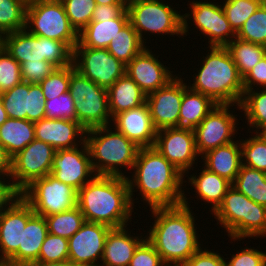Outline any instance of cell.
I'll return each mask as SVG.
<instances>
[{
  "instance_id": "6da1fadb",
  "label": "cell",
  "mask_w": 266,
  "mask_h": 266,
  "mask_svg": "<svg viewBox=\"0 0 266 266\" xmlns=\"http://www.w3.org/2000/svg\"><path fill=\"white\" fill-rule=\"evenodd\" d=\"M188 201L184 193L181 205L150 208L155 219L146 239L166 266H182L203 245Z\"/></svg>"
},
{
  "instance_id": "7a4b0ae2",
  "label": "cell",
  "mask_w": 266,
  "mask_h": 266,
  "mask_svg": "<svg viewBox=\"0 0 266 266\" xmlns=\"http://www.w3.org/2000/svg\"><path fill=\"white\" fill-rule=\"evenodd\" d=\"M132 179L126 177L134 206V193L139 190L143 202L154 207H171L182 204L184 175L155 147L140 148L135 160ZM183 184V185H182ZM136 187V189L134 188Z\"/></svg>"
},
{
  "instance_id": "3957f363",
  "label": "cell",
  "mask_w": 266,
  "mask_h": 266,
  "mask_svg": "<svg viewBox=\"0 0 266 266\" xmlns=\"http://www.w3.org/2000/svg\"><path fill=\"white\" fill-rule=\"evenodd\" d=\"M77 207L87 222L128 226L134 206L126 177L95 175L77 191Z\"/></svg>"
},
{
  "instance_id": "277c9868",
  "label": "cell",
  "mask_w": 266,
  "mask_h": 266,
  "mask_svg": "<svg viewBox=\"0 0 266 266\" xmlns=\"http://www.w3.org/2000/svg\"><path fill=\"white\" fill-rule=\"evenodd\" d=\"M200 69L187 86L209 97L215 104L239 105L243 94V77L225 47L209 46Z\"/></svg>"
},
{
  "instance_id": "5b68a950",
  "label": "cell",
  "mask_w": 266,
  "mask_h": 266,
  "mask_svg": "<svg viewBox=\"0 0 266 266\" xmlns=\"http://www.w3.org/2000/svg\"><path fill=\"white\" fill-rule=\"evenodd\" d=\"M111 127L108 125L86 131L85 142L92 169L95 175L126 177L121 170L133 169L140 147Z\"/></svg>"
},
{
  "instance_id": "8992f818",
  "label": "cell",
  "mask_w": 266,
  "mask_h": 266,
  "mask_svg": "<svg viewBox=\"0 0 266 266\" xmlns=\"http://www.w3.org/2000/svg\"><path fill=\"white\" fill-rule=\"evenodd\" d=\"M213 215L234 243L247 237H266V207L255 203L234 186L227 190Z\"/></svg>"
},
{
  "instance_id": "52a82bcc",
  "label": "cell",
  "mask_w": 266,
  "mask_h": 266,
  "mask_svg": "<svg viewBox=\"0 0 266 266\" xmlns=\"http://www.w3.org/2000/svg\"><path fill=\"white\" fill-rule=\"evenodd\" d=\"M0 45L20 65L26 61H49L57 68L73 64V50L65 42L32 35L26 29L2 35Z\"/></svg>"
},
{
  "instance_id": "ba28073f",
  "label": "cell",
  "mask_w": 266,
  "mask_h": 266,
  "mask_svg": "<svg viewBox=\"0 0 266 266\" xmlns=\"http://www.w3.org/2000/svg\"><path fill=\"white\" fill-rule=\"evenodd\" d=\"M69 92L75 101L77 122L87 131L112 125L108 91L84 77L70 65Z\"/></svg>"
},
{
  "instance_id": "9c48e42d",
  "label": "cell",
  "mask_w": 266,
  "mask_h": 266,
  "mask_svg": "<svg viewBox=\"0 0 266 266\" xmlns=\"http://www.w3.org/2000/svg\"><path fill=\"white\" fill-rule=\"evenodd\" d=\"M172 6L163 0H127L129 22L144 44L143 32L183 36V15Z\"/></svg>"
},
{
  "instance_id": "30bf717a",
  "label": "cell",
  "mask_w": 266,
  "mask_h": 266,
  "mask_svg": "<svg viewBox=\"0 0 266 266\" xmlns=\"http://www.w3.org/2000/svg\"><path fill=\"white\" fill-rule=\"evenodd\" d=\"M25 29L32 35L65 42L72 50L78 43V33L71 26L60 0L28 2Z\"/></svg>"
},
{
  "instance_id": "8fae6325",
  "label": "cell",
  "mask_w": 266,
  "mask_h": 266,
  "mask_svg": "<svg viewBox=\"0 0 266 266\" xmlns=\"http://www.w3.org/2000/svg\"><path fill=\"white\" fill-rule=\"evenodd\" d=\"M20 196L35 214L44 217L69 211L77 206V191L51 174L34 180Z\"/></svg>"
},
{
  "instance_id": "7c38bea8",
  "label": "cell",
  "mask_w": 266,
  "mask_h": 266,
  "mask_svg": "<svg viewBox=\"0 0 266 266\" xmlns=\"http://www.w3.org/2000/svg\"><path fill=\"white\" fill-rule=\"evenodd\" d=\"M188 5L191 13L182 14L183 37L189 33V24L192 25V23H188L189 21H193V25L196 26L194 28L199 29L201 34L205 35V37L208 36L207 39L210 46L225 47L236 37V33L231 28L221 4L218 5L215 2L205 0L204 2L193 0Z\"/></svg>"
},
{
  "instance_id": "4fadbf2b",
  "label": "cell",
  "mask_w": 266,
  "mask_h": 266,
  "mask_svg": "<svg viewBox=\"0 0 266 266\" xmlns=\"http://www.w3.org/2000/svg\"><path fill=\"white\" fill-rule=\"evenodd\" d=\"M55 153L51 145L34 139L13 156L10 179L14 188L21 193L34 180L49 175Z\"/></svg>"
},
{
  "instance_id": "5bb4252c",
  "label": "cell",
  "mask_w": 266,
  "mask_h": 266,
  "mask_svg": "<svg viewBox=\"0 0 266 266\" xmlns=\"http://www.w3.org/2000/svg\"><path fill=\"white\" fill-rule=\"evenodd\" d=\"M240 109V105L217 104L195 128V146L199 156L217 147L233 142L239 125L237 115L229 110ZM236 131V132H235Z\"/></svg>"
},
{
  "instance_id": "9a60e30c",
  "label": "cell",
  "mask_w": 266,
  "mask_h": 266,
  "mask_svg": "<svg viewBox=\"0 0 266 266\" xmlns=\"http://www.w3.org/2000/svg\"><path fill=\"white\" fill-rule=\"evenodd\" d=\"M73 65L84 77L107 90L126 71V65L112 56L106 48L74 47Z\"/></svg>"
},
{
  "instance_id": "2e32d148",
  "label": "cell",
  "mask_w": 266,
  "mask_h": 266,
  "mask_svg": "<svg viewBox=\"0 0 266 266\" xmlns=\"http://www.w3.org/2000/svg\"><path fill=\"white\" fill-rule=\"evenodd\" d=\"M174 167L183 175L193 170L194 163L197 164L198 157L195 146L194 132L164 128L158 130L154 146ZM197 162H196V161Z\"/></svg>"
},
{
  "instance_id": "e0dca14e",
  "label": "cell",
  "mask_w": 266,
  "mask_h": 266,
  "mask_svg": "<svg viewBox=\"0 0 266 266\" xmlns=\"http://www.w3.org/2000/svg\"><path fill=\"white\" fill-rule=\"evenodd\" d=\"M50 174L76 191L88 183L95 173L86 142L76 148L56 150Z\"/></svg>"
},
{
  "instance_id": "ac0fdd59",
  "label": "cell",
  "mask_w": 266,
  "mask_h": 266,
  "mask_svg": "<svg viewBox=\"0 0 266 266\" xmlns=\"http://www.w3.org/2000/svg\"><path fill=\"white\" fill-rule=\"evenodd\" d=\"M111 229L104 224L85 221L68 239V259L77 266H99L105 241Z\"/></svg>"
},
{
  "instance_id": "d6986e66",
  "label": "cell",
  "mask_w": 266,
  "mask_h": 266,
  "mask_svg": "<svg viewBox=\"0 0 266 266\" xmlns=\"http://www.w3.org/2000/svg\"><path fill=\"white\" fill-rule=\"evenodd\" d=\"M2 104L8 118L32 122L45 118V96L39 84L22 81L1 93Z\"/></svg>"
},
{
  "instance_id": "ffe728a7",
  "label": "cell",
  "mask_w": 266,
  "mask_h": 266,
  "mask_svg": "<svg viewBox=\"0 0 266 266\" xmlns=\"http://www.w3.org/2000/svg\"><path fill=\"white\" fill-rule=\"evenodd\" d=\"M180 76L177 74L165 86L147 95L146 103L157 131L178 123L185 82Z\"/></svg>"
},
{
  "instance_id": "44dd1931",
  "label": "cell",
  "mask_w": 266,
  "mask_h": 266,
  "mask_svg": "<svg viewBox=\"0 0 266 266\" xmlns=\"http://www.w3.org/2000/svg\"><path fill=\"white\" fill-rule=\"evenodd\" d=\"M156 57V54L150 50L148 46L134 59L126 65L125 74H127L146 94L165 86L177 74L173 75V71Z\"/></svg>"
},
{
  "instance_id": "7402d4cb",
  "label": "cell",
  "mask_w": 266,
  "mask_h": 266,
  "mask_svg": "<svg viewBox=\"0 0 266 266\" xmlns=\"http://www.w3.org/2000/svg\"><path fill=\"white\" fill-rule=\"evenodd\" d=\"M33 214V209L21 196L0 214V259L9 260L18 251L22 229Z\"/></svg>"
},
{
  "instance_id": "603a6c76",
  "label": "cell",
  "mask_w": 266,
  "mask_h": 266,
  "mask_svg": "<svg viewBox=\"0 0 266 266\" xmlns=\"http://www.w3.org/2000/svg\"><path fill=\"white\" fill-rule=\"evenodd\" d=\"M34 130L36 140L55 150L76 148L85 142L86 130L77 121L43 118L34 122Z\"/></svg>"
},
{
  "instance_id": "cb8c5ba5",
  "label": "cell",
  "mask_w": 266,
  "mask_h": 266,
  "mask_svg": "<svg viewBox=\"0 0 266 266\" xmlns=\"http://www.w3.org/2000/svg\"><path fill=\"white\" fill-rule=\"evenodd\" d=\"M113 125L140 148L153 147L156 133L147 103L117 114Z\"/></svg>"
},
{
  "instance_id": "d4e9b609",
  "label": "cell",
  "mask_w": 266,
  "mask_h": 266,
  "mask_svg": "<svg viewBox=\"0 0 266 266\" xmlns=\"http://www.w3.org/2000/svg\"><path fill=\"white\" fill-rule=\"evenodd\" d=\"M141 234L133 237L127 226L112 228L105 241L103 263L99 266H129L136 248L146 238Z\"/></svg>"
},
{
  "instance_id": "484cf974",
  "label": "cell",
  "mask_w": 266,
  "mask_h": 266,
  "mask_svg": "<svg viewBox=\"0 0 266 266\" xmlns=\"http://www.w3.org/2000/svg\"><path fill=\"white\" fill-rule=\"evenodd\" d=\"M48 233L45 217L34 213L22 229L18 251L8 261L15 266H30L37 262L41 246Z\"/></svg>"
},
{
  "instance_id": "4316f807",
  "label": "cell",
  "mask_w": 266,
  "mask_h": 266,
  "mask_svg": "<svg viewBox=\"0 0 266 266\" xmlns=\"http://www.w3.org/2000/svg\"><path fill=\"white\" fill-rule=\"evenodd\" d=\"M201 159L206 169L233 183L242 165L240 140L209 150Z\"/></svg>"
},
{
  "instance_id": "83f0119b",
  "label": "cell",
  "mask_w": 266,
  "mask_h": 266,
  "mask_svg": "<svg viewBox=\"0 0 266 266\" xmlns=\"http://www.w3.org/2000/svg\"><path fill=\"white\" fill-rule=\"evenodd\" d=\"M129 22L127 8L114 19L92 20L78 33L75 47L107 48L111 39Z\"/></svg>"
},
{
  "instance_id": "f1b7e54d",
  "label": "cell",
  "mask_w": 266,
  "mask_h": 266,
  "mask_svg": "<svg viewBox=\"0 0 266 266\" xmlns=\"http://www.w3.org/2000/svg\"><path fill=\"white\" fill-rule=\"evenodd\" d=\"M216 105L209 97L190 89L184 83L179 120L175 128L195 132V128Z\"/></svg>"
},
{
  "instance_id": "f546056e",
  "label": "cell",
  "mask_w": 266,
  "mask_h": 266,
  "mask_svg": "<svg viewBox=\"0 0 266 266\" xmlns=\"http://www.w3.org/2000/svg\"><path fill=\"white\" fill-rule=\"evenodd\" d=\"M198 174H191L187 183L195 189L194 195L200 198L201 201H206V204L210 203L211 210L209 211L213 214L223 202L224 196L232 183L205 167Z\"/></svg>"
},
{
  "instance_id": "4dcf8cb0",
  "label": "cell",
  "mask_w": 266,
  "mask_h": 266,
  "mask_svg": "<svg viewBox=\"0 0 266 266\" xmlns=\"http://www.w3.org/2000/svg\"><path fill=\"white\" fill-rule=\"evenodd\" d=\"M107 91L112 119L121 112L146 103L147 95L127 74L120 77Z\"/></svg>"
},
{
  "instance_id": "1f68e13d",
  "label": "cell",
  "mask_w": 266,
  "mask_h": 266,
  "mask_svg": "<svg viewBox=\"0 0 266 266\" xmlns=\"http://www.w3.org/2000/svg\"><path fill=\"white\" fill-rule=\"evenodd\" d=\"M35 139L34 122L8 118L0 126V144L12 158Z\"/></svg>"
},
{
  "instance_id": "d6a6232c",
  "label": "cell",
  "mask_w": 266,
  "mask_h": 266,
  "mask_svg": "<svg viewBox=\"0 0 266 266\" xmlns=\"http://www.w3.org/2000/svg\"><path fill=\"white\" fill-rule=\"evenodd\" d=\"M146 47V44L143 43L132 24L128 22L117 35L111 39L106 49L117 60L127 65Z\"/></svg>"
},
{
  "instance_id": "836d02e7",
  "label": "cell",
  "mask_w": 266,
  "mask_h": 266,
  "mask_svg": "<svg viewBox=\"0 0 266 266\" xmlns=\"http://www.w3.org/2000/svg\"><path fill=\"white\" fill-rule=\"evenodd\" d=\"M225 48L242 77L266 56V46L234 38Z\"/></svg>"
},
{
  "instance_id": "e575fe53",
  "label": "cell",
  "mask_w": 266,
  "mask_h": 266,
  "mask_svg": "<svg viewBox=\"0 0 266 266\" xmlns=\"http://www.w3.org/2000/svg\"><path fill=\"white\" fill-rule=\"evenodd\" d=\"M239 192L257 204L266 207V173L241 165L240 171L232 183Z\"/></svg>"
},
{
  "instance_id": "d590c367",
  "label": "cell",
  "mask_w": 266,
  "mask_h": 266,
  "mask_svg": "<svg viewBox=\"0 0 266 266\" xmlns=\"http://www.w3.org/2000/svg\"><path fill=\"white\" fill-rule=\"evenodd\" d=\"M240 111L245 115L244 118L249 125V129H255V133H259L266 128V88L257 90H244L242 100L240 102Z\"/></svg>"
},
{
  "instance_id": "8d00e7d4",
  "label": "cell",
  "mask_w": 266,
  "mask_h": 266,
  "mask_svg": "<svg viewBox=\"0 0 266 266\" xmlns=\"http://www.w3.org/2000/svg\"><path fill=\"white\" fill-rule=\"evenodd\" d=\"M26 0H0V37L25 29Z\"/></svg>"
},
{
  "instance_id": "74e56055",
  "label": "cell",
  "mask_w": 266,
  "mask_h": 266,
  "mask_svg": "<svg viewBox=\"0 0 266 266\" xmlns=\"http://www.w3.org/2000/svg\"><path fill=\"white\" fill-rule=\"evenodd\" d=\"M47 229L50 234L69 239L85 223L81 210L75 208L45 217Z\"/></svg>"
},
{
  "instance_id": "f35d334b",
  "label": "cell",
  "mask_w": 266,
  "mask_h": 266,
  "mask_svg": "<svg viewBox=\"0 0 266 266\" xmlns=\"http://www.w3.org/2000/svg\"><path fill=\"white\" fill-rule=\"evenodd\" d=\"M242 164L266 173V140L260 133L240 140Z\"/></svg>"
},
{
  "instance_id": "ab89813d",
  "label": "cell",
  "mask_w": 266,
  "mask_h": 266,
  "mask_svg": "<svg viewBox=\"0 0 266 266\" xmlns=\"http://www.w3.org/2000/svg\"><path fill=\"white\" fill-rule=\"evenodd\" d=\"M64 6L71 26L77 33L81 32L91 21L95 0H60Z\"/></svg>"
},
{
  "instance_id": "60d3db41",
  "label": "cell",
  "mask_w": 266,
  "mask_h": 266,
  "mask_svg": "<svg viewBox=\"0 0 266 266\" xmlns=\"http://www.w3.org/2000/svg\"><path fill=\"white\" fill-rule=\"evenodd\" d=\"M222 4L227 20L236 34L261 5L260 0H224Z\"/></svg>"
},
{
  "instance_id": "b9f144b4",
  "label": "cell",
  "mask_w": 266,
  "mask_h": 266,
  "mask_svg": "<svg viewBox=\"0 0 266 266\" xmlns=\"http://www.w3.org/2000/svg\"><path fill=\"white\" fill-rule=\"evenodd\" d=\"M236 38L266 46V9L261 5L244 22Z\"/></svg>"
},
{
  "instance_id": "7bdbcfd3",
  "label": "cell",
  "mask_w": 266,
  "mask_h": 266,
  "mask_svg": "<svg viewBox=\"0 0 266 266\" xmlns=\"http://www.w3.org/2000/svg\"><path fill=\"white\" fill-rule=\"evenodd\" d=\"M22 81L20 64L0 45V94Z\"/></svg>"
},
{
  "instance_id": "ee69618b",
  "label": "cell",
  "mask_w": 266,
  "mask_h": 266,
  "mask_svg": "<svg viewBox=\"0 0 266 266\" xmlns=\"http://www.w3.org/2000/svg\"><path fill=\"white\" fill-rule=\"evenodd\" d=\"M70 65L57 68L49 76L43 79L39 85L42 88L46 100H51L69 91Z\"/></svg>"
},
{
  "instance_id": "f6af8a7d",
  "label": "cell",
  "mask_w": 266,
  "mask_h": 266,
  "mask_svg": "<svg viewBox=\"0 0 266 266\" xmlns=\"http://www.w3.org/2000/svg\"><path fill=\"white\" fill-rule=\"evenodd\" d=\"M45 118L77 121L75 101L70 92L45 102Z\"/></svg>"
},
{
  "instance_id": "bcb514c9",
  "label": "cell",
  "mask_w": 266,
  "mask_h": 266,
  "mask_svg": "<svg viewBox=\"0 0 266 266\" xmlns=\"http://www.w3.org/2000/svg\"><path fill=\"white\" fill-rule=\"evenodd\" d=\"M68 259V239L48 233L37 262H59Z\"/></svg>"
},
{
  "instance_id": "7dc6e473",
  "label": "cell",
  "mask_w": 266,
  "mask_h": 266,
  "mask_svg": "<svg viewBox=\"0 0 266 266\" xmlns=\"http://www.w3.org/2000/svg\"><path fill=\"white\" fill-rule=\"evenodd\" d=\"M20 66L22 80L28 82L29 84H39L43 79L57 69V67L49 61H26Z\"/></svg>"
},
{
  "instance_id": "c3c4849f",
  "label": "cell",
  "mask_w": 266,
  "mask_h": 266,
  "mask_svg": "<svg viewBox=\"0 0 266 266\" xmlns=\"http://www.w3.org/2000/svg\"><path fill=\"white\" fill-rule=\"evenodd\" d=\"M129 266H166L160 254L145 238L136 248Z\"/></svg>"
},
{
  "instance_id": "681fc988",
  "label": "cell",
  "mask_w": 266,
  "mask_h": 266,
  "mask_svg": "<svg viewBox=\"0 0 266 266\" xmlns=\"http://www.w3.org/2000/svg\"><path fill=\"white\" fill-rule=\"evenodd\" d=\"M236 252L228 262L225 261V266H266V252L254 249V247H244Z\"/></svg>"
},
{
  "instance_id": "f907efd6",
  "label": "cell",
  "mask_w": 266,
  "mask_h": 266,
  "mask_svg": "<svg viewBox=\"0 0 266 266\" xmlns=\"http://www.w3.org/2000/svg\"><path fill=\"white\" fill-rule=\"evenodd\" d=\"M204 249V250H203ZM221 254L206 248H200L182 266H225V261Z\"/></svg>"
},
{
  "instance_id": "816d5d0a",
  "label": "cell",
  "mask_w": 266,
  "mask_h": 266,
  "mask_svg": "<svg viewBox=\"0 0 266 266\" xmlns=\"http://www.w3.org/2000/svg\"><path fill=\"white\" fill-rule=\"evenodd\" d=\"M243 86L244 90L266 88V56L243 77Z\"/></svg>"
},
{
  "instance_id": "f5cc1de1",
  "label": "cell",
  "mask_w": 266,
  "mask_h": 266,
  "mask_svg": "<svg viewBox=\"0 0 266 266\" xmlns=\"http://www.w3.org/2000/svg\"><path fill=\"white\" fill-rule=\"evenodd\" d=\"M10 181V176H0V214L20 196Z\"/></svg>"
},
{
  "instance_id": "db71d44e",
  "label": "cell",
  "mask_w": 266,
  "mask_h": 266,
  "mask_svg": "<svg viewBox=\"0 0 266 266\" xmlns=\"http://www.w3.org/2000/svg\"><path fill=\"white\" fill-rule=\"evenodd\" d=\"M126 8L127 4H96L92 20H109L117 18Z\"/></svg>"
},
{
  "instance_id": "11a10c76",
  "label": "cell",
  "mask_w": 266,
  "mask_h": 266,
  "mask_svg": "<svg viewBox=\"0 0 266 266\" xmlns=\"http://www.w3.org/2000/svg\"><path fill=\"white\" fill-rule=\"evenodd\" d=\"M11 159L5 148L0 144V176H10Z\"/></svg>"
},
{
  "instance_id": "9f6ffc18",
  "label": "cell",
  "mask_w": 266,
  "mask_h": 266,
  "mask_svg": "<svg viewBox=\"0 0 266 266\" xmlns=\"http://www.w3.org/2000/svg\"><path fill=\"white\" fill-rule=\"evenodd\" d=\"M30 266H77L69 259L59 262H35Z\"/></svg>"
},
{
  "instance_id": "6f0895ef",
  "label": "cell",
  "mask_w": 266,
  "mask_h": 266,
  "mask_svg": "<svg viewBox=\"0 0 266 266\" xmlns=\"http://www.w3.org/2000/svg\"><path fill=\"white\" fill-rule=\"evenodd\" d=\"M8 119L7 113L5 108L3 107L2 104V98L0 94V126Z\"/></svg>"
},
{
  "instance_id": "680465c9",
  "label": "cell",
  "mask_w": 266,
  "mask_h": 266,
  "mask_svg": "<svg viewBox=\"0 0 266 266\" xmlns=\"http://www.w3.org/2000/svg\"><path fill=\"white\" fill-rule=\"evenodd\" d=\"M96 4H127V0H95Z\"/></svg>"
},
{
  "instance_id": "91938a15",
  "label": "cell",
  "mask_w": 266,
  "mask_h": 266,
  "mask_svg": "<svg viewBox=\"0 0 266 266\" xmlns=\"http://www.w3.org/2000/svg\"><path fill=\"white\" fill-rule=\"evenodd\" d=\"M0 266H15L8 260H2L0 259Z\"/></svg>"
},
{
  "instance_id": "94428289",
  "label": "cell",
  "mask_w": 266,
  "mask_h": 266,
  "mask_svg": "<svg viewBox=\"0 0 266 266\" xmlns=\"http://www.w3.org/2000/svg\"><path fill=\"white\" fill-rule=\"evenodd\" d=\"M266 140V128L259 132Z\"/></svg>"
},
{
  "instance_id": "6125c7cd",
  "label": "cell",
  "mask_w": 266,
  "mask_h": 266,
  "mask_svg": "<svg viewBox=\"0 0 266 266\" xmlns=\"http://www.w3.org/2000/svg\"><path fill=\"white\" fill-rule=\"evenodd\" d=\"M260 4L266 9V0H260Z\"/></svg>"
}]
</instances>
